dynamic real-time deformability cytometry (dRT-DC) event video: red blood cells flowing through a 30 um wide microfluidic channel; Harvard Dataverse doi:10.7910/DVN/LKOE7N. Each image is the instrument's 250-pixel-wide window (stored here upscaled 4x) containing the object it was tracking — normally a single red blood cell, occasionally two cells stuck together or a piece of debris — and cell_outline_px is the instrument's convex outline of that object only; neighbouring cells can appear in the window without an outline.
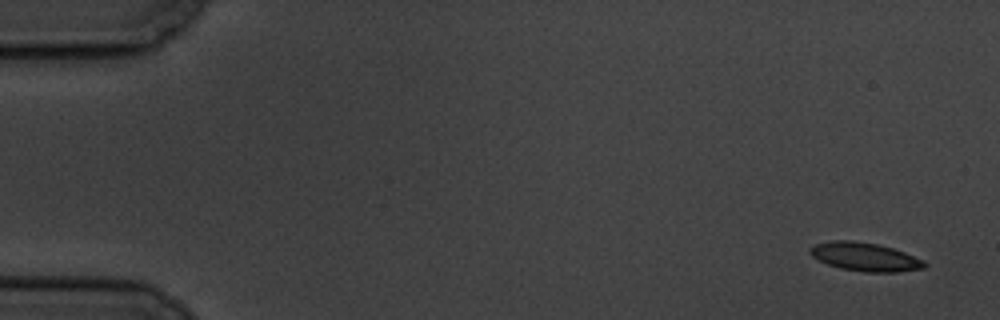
{"species": "common noctule bat (a hibernating species)", "species_latin": "Nyctalus noctula", "temperature_condition": "cold", "stored_images_in_passage": 7, "camera_frame_rate_fps": 3000, "um_per_image_px": 0.085, "animal": {"sex": "male", "body_mass_g": 19.5, "forearm_length_mm": 54.6}, "frame": {"image": 1, "passage_image": 1, "time_ms": 0.0, "image_size_px": [1000, 320], "cell_outline_px": [[928, 264], [924, 268], [896, 272], [864, 272], [840, 268], [828, 264], [812, 256], [808, 252], [808, 248], [816, 244], [832, 240], [852, 240], [876, 244], [892, 248], [904, 252], [924, 260]], "centroid_in_image_um": [73.52, 21.83], "position_along_channel_um": 11.5, "area_um2": 18.96}}
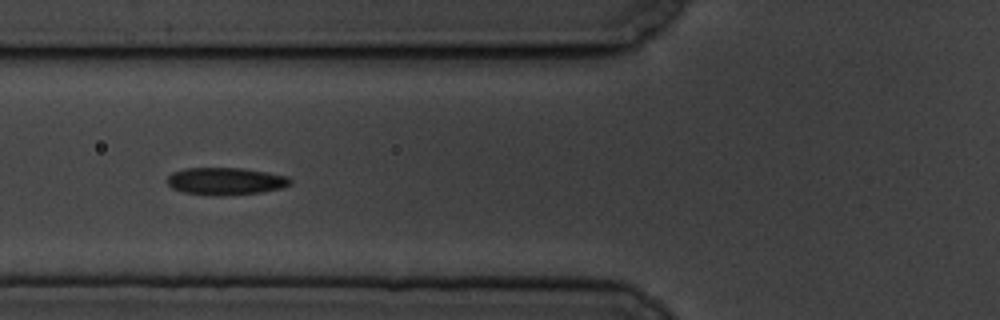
{"frame": {"image": 2, "passage_image": 6, "time_ms": 6.667, "image_size_px": [1000, 320], "cell_outline_px": [[292, 184], [280, 188], [260, 192], [216, 196], [212, 196], [184, 192], [172, 188], [168, 184], [168, 176], [172, 172], [184, 168], [244, 168], [288, 176], [292, 180]], "centroid_in_image_um": [19.17, 15.39], "position_along_channel_um": 106.6, "area_um2": 19.59}}
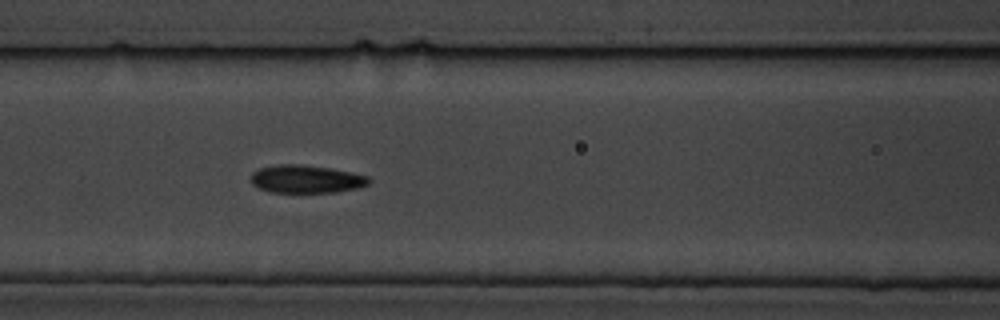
{"frame": {"image": 3, "passage_image": 7, "time_ms": 7.667, "image_size_px": [1000, 320], "cell_outline_px": [[372, 180], [368, 184], [356, 188], [336, 192], [268, 192], [252, 184], [252, 172], [260, 168], [276, 164], [300, 164], [332, 168], [368, 176]], "centroid_in_image_um": [26.03, 15.21], "position_along_channel_um": 140.6, "area_um2": 19.19}}